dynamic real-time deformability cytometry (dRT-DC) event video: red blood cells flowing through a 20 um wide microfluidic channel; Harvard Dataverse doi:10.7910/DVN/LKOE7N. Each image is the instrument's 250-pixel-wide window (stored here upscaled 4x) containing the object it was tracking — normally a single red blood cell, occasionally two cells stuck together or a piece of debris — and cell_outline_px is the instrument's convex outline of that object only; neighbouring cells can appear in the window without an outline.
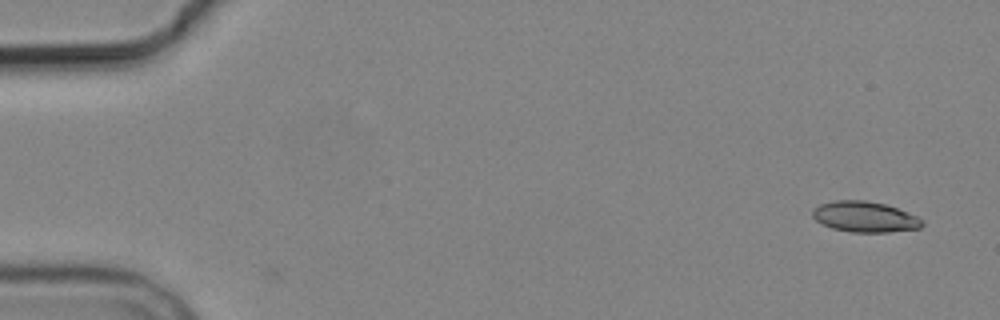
{"species": "common noctule bat (a hibernating species)", "species_latin": "Nyctalus noctula", "temperature_condition": "cold", "stored_images_in_passage": 5, "camera_frame_rate_fps": 3000, "um_per_image_px": 0.085, "animal": {"sex": "male", "body_mass_g": 19.2, "forearm_length_mm": 51.8}, "frame": {"image": 1, "passage_image": 1, "time_ms": 0.0, "image_size_px": [1000, 320], "cell_outline_px": [[924, 224], [920, 228], [888, 232], [852, 232], [832, 228], [816, 220], [812, 216], [812, 208], [820, 204], [836, 200], [864, 200], [884, 204], [896, 208], [916, 216], [924, 220]], "centroid_in_image_um": [73.5, 18.43], "position_along_channel_um": 11.5, "area_um2": 19.48}}
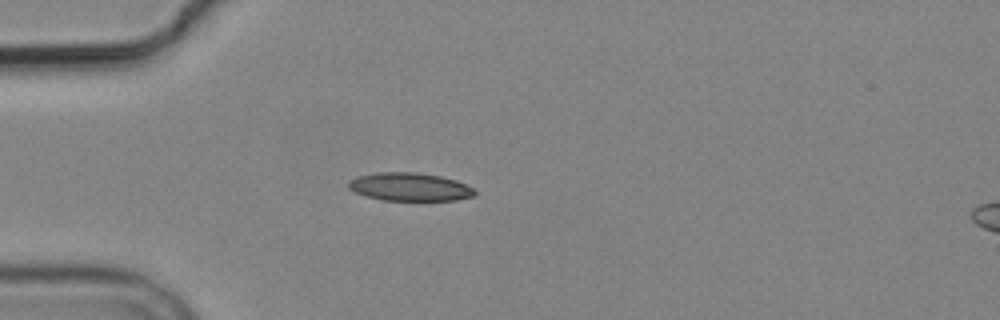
{"frame": {"image": 2, "passage_image": 4, "time_ms": 4.333, "image_size_px": [1000, 320], "cell_outline_px": [[476, 196], [456, 200], [380, 200], [364, 196], [348, 188], [348, 180], [356, 176], [376, 172], [416, 172], [440, 176], [456, 180], [472, 188], [476, 192]], "centroid_in_image_um": [34.79, 15.88], "position_along_channel_um": 50.2, "area_um2": 20.87}}